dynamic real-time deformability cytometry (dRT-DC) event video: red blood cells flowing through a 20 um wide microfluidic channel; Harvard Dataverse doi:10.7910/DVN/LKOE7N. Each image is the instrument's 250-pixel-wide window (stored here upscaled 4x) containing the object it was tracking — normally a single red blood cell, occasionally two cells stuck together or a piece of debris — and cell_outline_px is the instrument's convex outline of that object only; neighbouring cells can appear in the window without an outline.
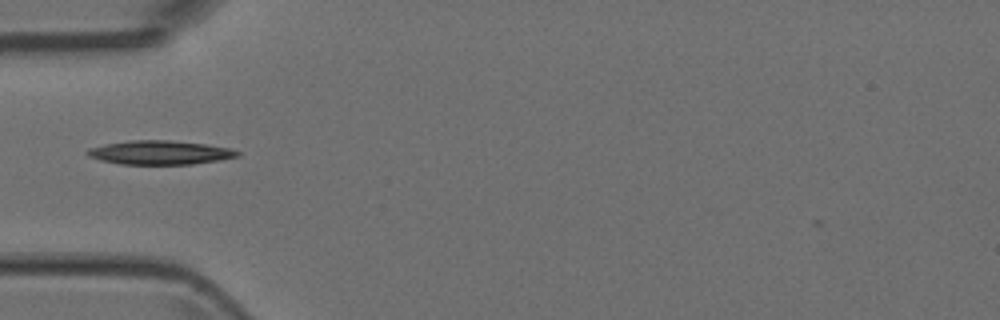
{"species": "Egyptian fruit bat (a non-hibernating species)", "species_latin": "Rousettus aegyptiacus", "temperature_condition": "room temperature", "stored_images_in_passage": 5, "camera_frame_rate_fps": 3000, "um_per_image_px": 0.085, "animal": {"sex": "female"}, "frame": {"image": 1, "passage_image": 3, "time_ms": 0.667, "image_size_px": [1000, 320], "cell_outline_px": [[240, 156], [192, 164], [120, 164], [100, 160], [88, 156], [84, 152], [88, 148], [108, 144], [132, 140], [168, 140], [204, 144], [232, 148], [240, 152]], "centroid_in_image_um": [13.58, 12.97], "position_along_channel_um": 71.4, "area_um2": 20.75}}
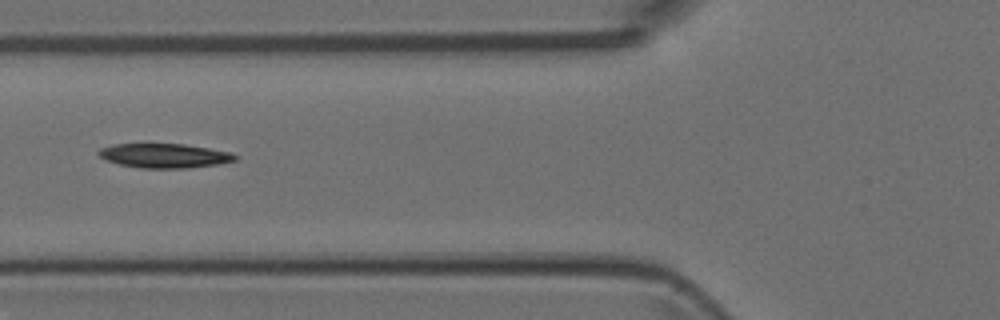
{"frame": {"image": 2, "passage_image": 4, "time_ms": 1.0, "image_size_px": [1000, 320], "cell_outline_px": [[240, 156], [236, 160], [216, 164], [188, 168], [140, 168], [120, 164], [108, 160], [100, 156], [96, 152], [100, 148], [112, 144], [184, 144], [232, 152]], "centroid_in_image_um": [14.0, 13.23], "position_along_channel_um": 111.8, "area_um2": 19.31}}
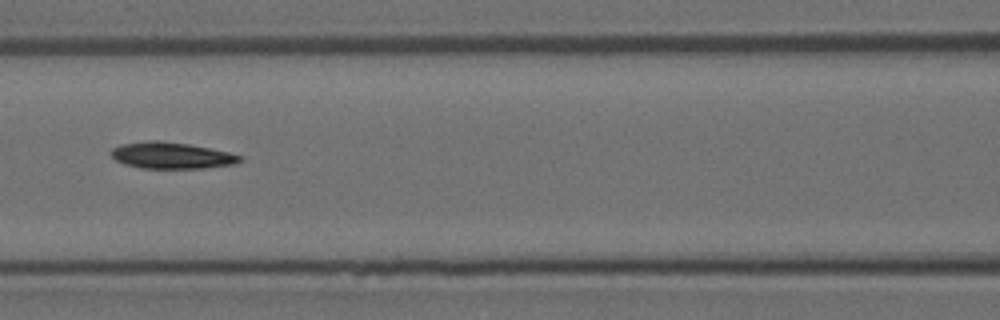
{"frame": {"image": 3, "passage_image": 5, "time_ms": 1.333, "image_size_px": [1000, 320], "cell_outline_px": [[240, 160], [232, 164], [204, 168], [144, 168], [124, 164], [116, 160], [108, 152], [112, 148], [120, 144], [148, 140], [160, 140], [188, 144], [228, 152], [240, 156]], "centroid_in_image_um": [14.48, 13.2], "position_along_channel_um": 152.1, "area_um2": 19.65}}